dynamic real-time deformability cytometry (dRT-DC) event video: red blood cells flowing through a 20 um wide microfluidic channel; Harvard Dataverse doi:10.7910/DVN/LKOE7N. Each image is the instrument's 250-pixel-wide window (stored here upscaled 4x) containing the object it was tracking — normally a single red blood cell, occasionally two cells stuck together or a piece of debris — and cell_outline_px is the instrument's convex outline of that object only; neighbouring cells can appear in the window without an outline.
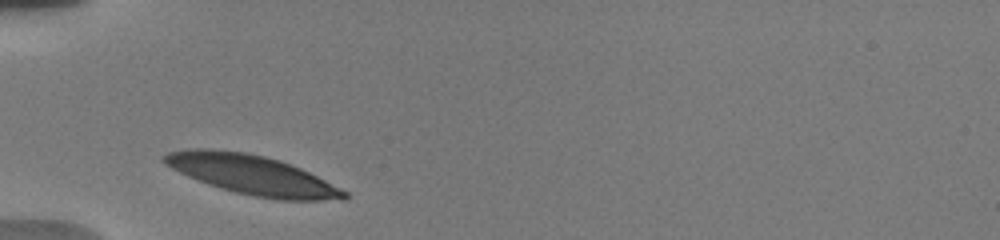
{"species": "human", "species_latin": "Homo sapiens", "temperature_condition": "warm", "stored_images_in_passage": 21, "camera_frame_rate_fps": 3000, "um_per_image_px": 0.085, "donor": {"sex": "male"}, "frame": {"image": 1, "passage_image": 1, "time_ms": 0.0, "image_size_px": [1000, 240], "cell_outline_px": [[352, 196], [348, 200], [280, 200], [256, 196], [236, 192], [188, 176], [164, 164], [160, 160], [160, 156], [168, 152], [188, 148], [212, 148], [248, 152], [280, 160], [300, 168], [348, 192]], "centroid_in_image_um": [21.44, 14.84], "position_along_channel_um": 63.6, "area_um2": 41.27}}
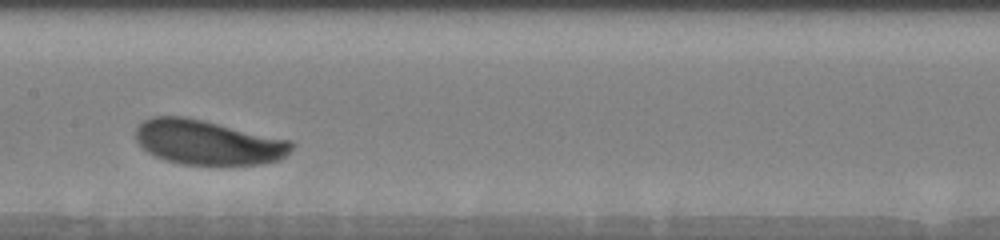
{"frame": {"image": 2, "passage_image": 7, "time_ms": 3.667, "image_size_px": [1000, 240], "cell_outline_px": [[296, 144], [280, 160], [260, 164], [228, 168], [220, 168], [180, 164], [164, 160], [148, 152], [136, 140], [136, 128], [144, 120], [152, 116], [184, 116], [204, 120], [292, 140]], "centroid_in_image_um": [17.72, 12.15], "position_along_channel_um": 189.7, "area_um2": 41.85}}
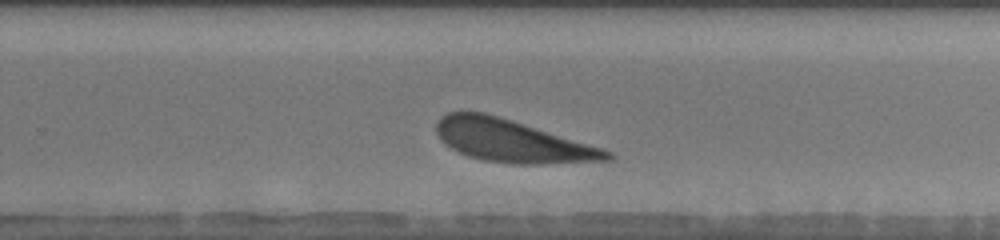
{"frame": {"image": 3, "passage_image": 16, "time_ms": 6.333, "image_size_px": [1000, 240], "cell_outline_px": [[616, 156], [612, 160], [544, 164], [512, 164], [484, 160], [468, 156], [444, 144], [440, 140], [436, 132], [436, 124], [440, 116], [448, 112], [484, 112], [512, 120], [600, 148], [612, 152]], "centroid_in_image_um": [43.49, 11.99], "position_along_channel_um": 286.3, "area_um2": 41.85}}